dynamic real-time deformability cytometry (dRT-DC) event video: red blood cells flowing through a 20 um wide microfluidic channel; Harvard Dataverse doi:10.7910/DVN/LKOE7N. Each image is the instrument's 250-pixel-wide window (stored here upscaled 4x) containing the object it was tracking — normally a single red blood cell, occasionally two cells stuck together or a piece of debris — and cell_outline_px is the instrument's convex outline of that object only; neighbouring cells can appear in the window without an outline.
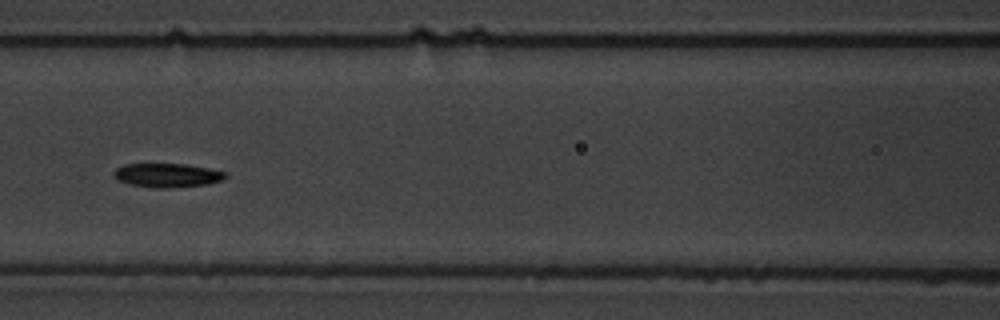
{"species": "common noctule bat (a hibernating species)", "species_latin": "Nyctalus noctula", "temperature_condition": "warm", "stored_images_in_passage": 12, "camera_frame_rate_fps": 3000, "um_per_image_px": 0.085, "animal": {"sex": "male", "body_mass_g": 19.5, "forearm_length_mm": 54.6}, "frame": {"image": 1, "passage_image": 9, "time_ms": 10.0, "image_size_px": [1000, 320], "cell_outline_px": [[228, 176], [224, 180], [208, 184], [168, 188], [156, 188], [132, 184], [116, 180], [112, 176], [112, 172], [116, 168], [124, 164], [184, 164], [208, 168], [228, 172]], "centroid_in_image_um": [14.23, 14.9], "position_along_channel_um": 152.4, "area_um2": 15.72}}
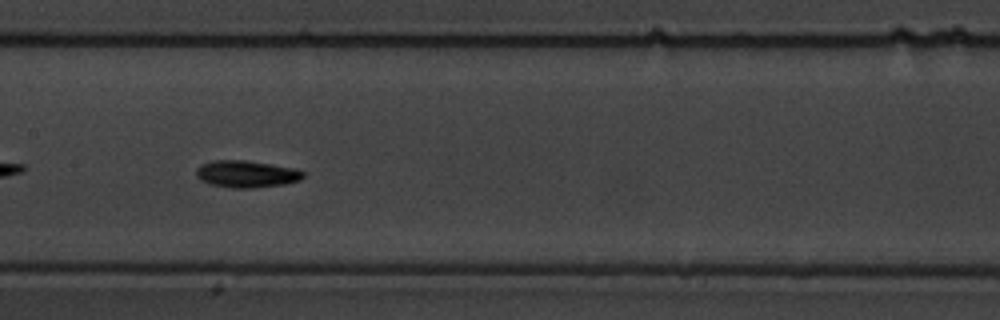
{"frame": {"image": 2, "passage_image": 10, "time_ms": 11.0, "image_size_px": [1000, 320], "cell_outline_px": [[304, 176], [300, 180], [284, 184], [252, 188], [232, 188], [212, 184], [200, 180], [196, 176], [196, 168], [200, 164], [212, 160], [244, 160], [296, 168], [304, 172]], "centroid_in_image_um": [20.93, 14.78], "position_along_channel_um": 186.5, "area_um2": 16.88}}
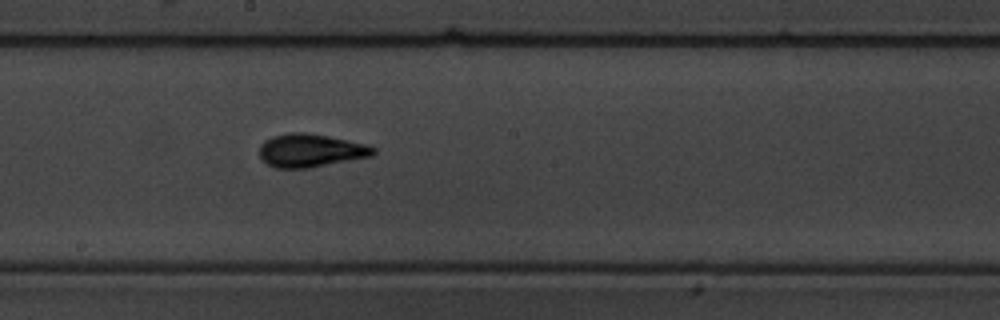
{"frame": {"image": 3, "passage_image": 12, "time_ms": 14.333, "image_size_px": [1000, 320], "cell_outline_px": [[376, 152], [372, 156], [308, 168], [276, 168], [268, 164], [260, 156], [260, 144], [264, 140], [272, 136], [288, 132], [304, 132], [328, 136], [368, 144], [376, 148]], "centroid_in_image_um": [26.41, 12.78], "position_along_channel_um": 221.8, "area_um2": 22.08}}